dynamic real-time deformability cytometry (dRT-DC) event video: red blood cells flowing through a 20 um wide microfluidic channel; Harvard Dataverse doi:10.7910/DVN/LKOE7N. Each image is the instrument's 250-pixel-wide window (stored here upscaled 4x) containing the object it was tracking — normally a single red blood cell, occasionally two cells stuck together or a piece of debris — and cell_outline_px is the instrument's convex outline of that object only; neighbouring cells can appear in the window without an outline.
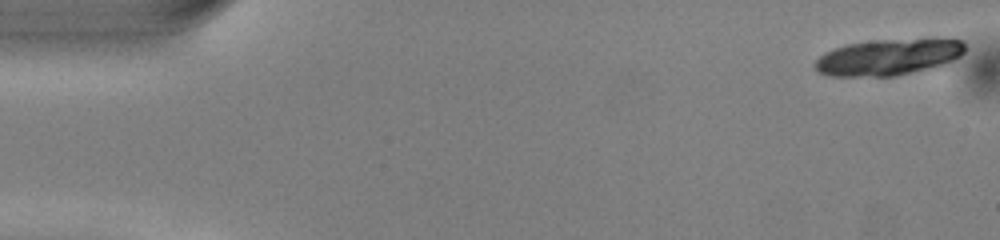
{"species": "common noctule bat (a hibernating species)", "species_latin": "Nyctalus noctula", "temperature_condition": "warm", "stored_images_in_passage": 16, "camera_frame_rate_fps": 3000, "um_per_image_px": 0.085, "animal": {"sex": "male", "body_mass_g": 13.0, "forearm_length_mm": 53.1}, "frame": {"image": 1, "passage_image": 1, "time_ms": 0.0, "image_size_px": [1000, 240], "cell_outline_px": [[964, 52], [960, 56], [936, 68], [896, 76], [832, 76], [816, 72], [812, 64], [824, 52], [832, 48], [848, 44], [876, 40], [928, 36], [952, 36], [964, 40]], "centroid_in_image_um": [75.61, 4.81], "position_along_channel_um": 9.4, "area_um2": 33.23}}